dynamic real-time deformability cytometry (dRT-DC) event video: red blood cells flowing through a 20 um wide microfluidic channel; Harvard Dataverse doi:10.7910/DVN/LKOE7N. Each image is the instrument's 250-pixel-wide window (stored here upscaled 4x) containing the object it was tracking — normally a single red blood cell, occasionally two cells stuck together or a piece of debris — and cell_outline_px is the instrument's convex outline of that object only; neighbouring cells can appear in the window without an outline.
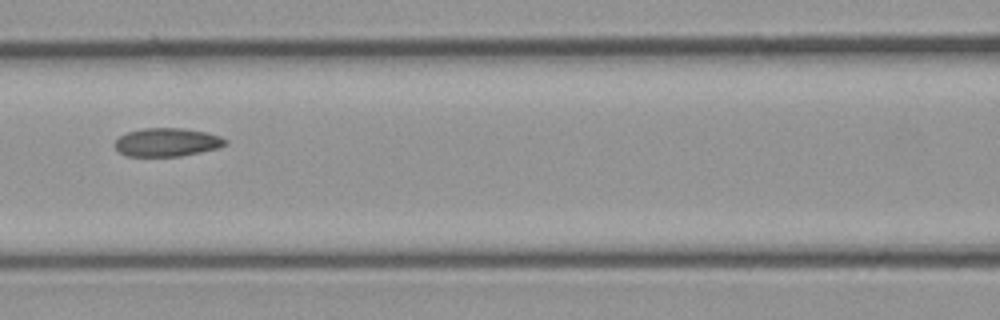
{"species": "common noctule bat (a hibernating species)", "species_latin": "Nyctalus noctula", "temperature_condition": "cold", "stored_images_in_passage": 3, "camera_frame_rate_fps": 3000, "um_per_image_px": 0.085, "animal": {"sex": "male", "body_mass_g": 23.1, "forearm_length_mm": 52.7}, "frame": {"image": 1, "passage_image": 3, "time_ms": 2.333, "image_size_px": [1000, 320], "cell_outline_px": [[228, 144], [216, 148], [200, 152], [180, 156], [128, 156], [120, 152], [112, 144], [120, 136], [128, 132], [144, 128], [184, 128], [204, 132], [220, 136], [228, 140]], "centroid_in_image_um": [14.19, 12.09], "position_along_channel_um": 152.4, "area_um2": 18.21}}